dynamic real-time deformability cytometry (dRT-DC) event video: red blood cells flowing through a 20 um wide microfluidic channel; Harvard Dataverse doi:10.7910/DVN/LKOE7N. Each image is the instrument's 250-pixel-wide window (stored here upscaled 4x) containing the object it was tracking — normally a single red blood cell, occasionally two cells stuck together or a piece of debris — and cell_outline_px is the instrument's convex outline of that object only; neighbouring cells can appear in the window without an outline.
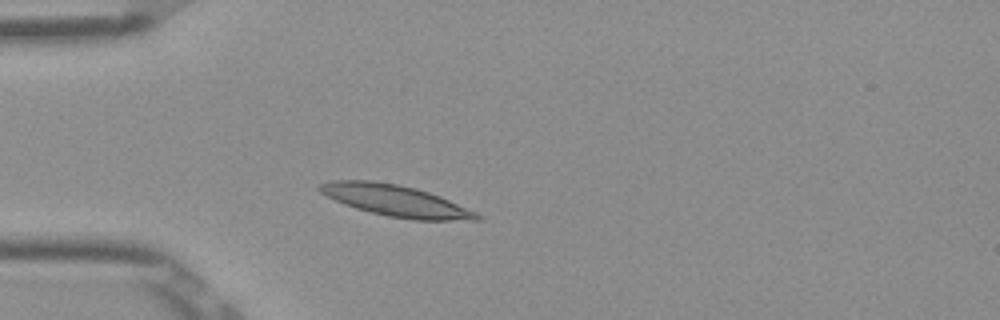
{"species": "Egyptian fruit bat (a non-hibernating species)", "species_latin": "Rousettus aegyptiacus", "temperature_condition": "room temperature", "stored_images_in_passage": 37, "camera_frame_rate_fps": 3000, "um_per_image_px": 0.085, "frame": {"image": 1, "passage_image": 10, "time_ms": 3.0, "image_size_px": [1000, 320], "cell_outline_px": [[480, 220], [412, 220], [388, 216], [356, 208], [344, 204], [320, 192], [316, 188], [320, 184], [332, 180], [372, 180], [396, 184], [416, 188], [440, 196], [476, 212], [480, 216]], "centroid_in_image_um": [33.62, 17.05], "position_along_channel_um": 51.4, "area_um2": 28.44}}
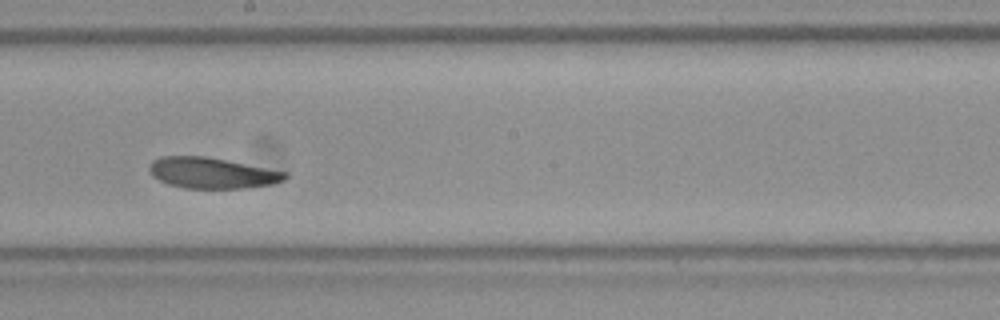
{"frame": {"image": 2, "passage_image": 25, "time_ms": 8.0, "image_size_px": [1000, 320], "cell_outline_px": [[288, 176], [284, 180], [272, 184], [248, 188], [184, 188], [168, 184], [152, 176], [148, 168], [148, 164], [152, 160], [160, 156], [204, 156], [288, 172]], "centroid_in_image_um": [17.99, 14.7], "position_along_channel_um": 230.2, "area_um2": 24.45}}
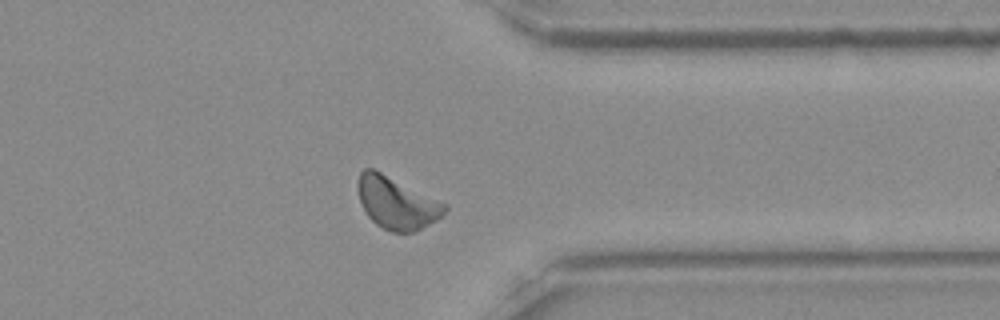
{"frame": {"image": 3, "passage_image": 37, "time_ms": 12.0, "image_size_px": [1000, 320], "cell_outline_px": [[448, 208], [436, 220], [412, 232], [392, 232], [376, 224], [368, 216], [360, 204], [356, 188], [356, 184], [360, 172], [364, 168], [372, 168], [448, 204]], "centroid_in_image_um": [33.67, 17.23], "position_along_channel_um": 377.7, "area_um2": 26.24}, "authors_computed_cell_mechanics": {"area_um2": 25.4898, "velocity_mm_per_s": 3.8217, "shape_relaxation_time_tau1_ms": null, "shape_relaxation_time_tau2_ms": 7.2087, "deformation_change_tau1": null, "deformation_change_tau2": 0.1268}}